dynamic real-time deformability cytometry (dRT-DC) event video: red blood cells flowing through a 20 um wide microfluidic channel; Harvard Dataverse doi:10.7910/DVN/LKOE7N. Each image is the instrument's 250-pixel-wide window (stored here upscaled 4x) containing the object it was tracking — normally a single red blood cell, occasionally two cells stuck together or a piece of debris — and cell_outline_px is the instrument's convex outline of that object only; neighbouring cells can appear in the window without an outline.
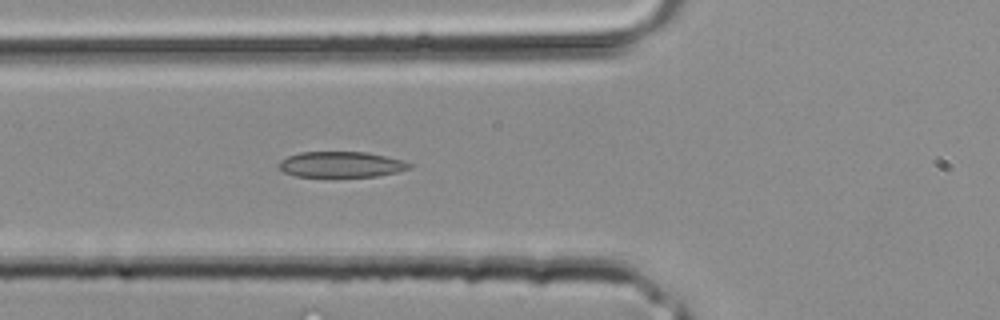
{"species": "common noctule bat (a hibernating species)", "species_latin": "Nyctalus noctula", "temperature_condition": "room temperature", "stored_images_in_passage": 4, "camera_frame_rate_fps": 3000, "um_per_image_px": 0.085, "animal": {"sex": "male", "body_mass_g": 20.4}, "frame": {"image": 1, "passage_image": 4, "time_ms": 1.0, "image_size_px": [1000, 320], "cell_outline_px": [[416, 164], [408, 168], [396, 172], [376, 176], [296, 176], [284, 172], [280, 168], [280, 160], [288, 156], [300, 152], [368, 152], [404, 160]], "centroid_in_image_um": [29.04, 13.96], "position_along_channel_um": 96.8, "area_um2": 19.42}}